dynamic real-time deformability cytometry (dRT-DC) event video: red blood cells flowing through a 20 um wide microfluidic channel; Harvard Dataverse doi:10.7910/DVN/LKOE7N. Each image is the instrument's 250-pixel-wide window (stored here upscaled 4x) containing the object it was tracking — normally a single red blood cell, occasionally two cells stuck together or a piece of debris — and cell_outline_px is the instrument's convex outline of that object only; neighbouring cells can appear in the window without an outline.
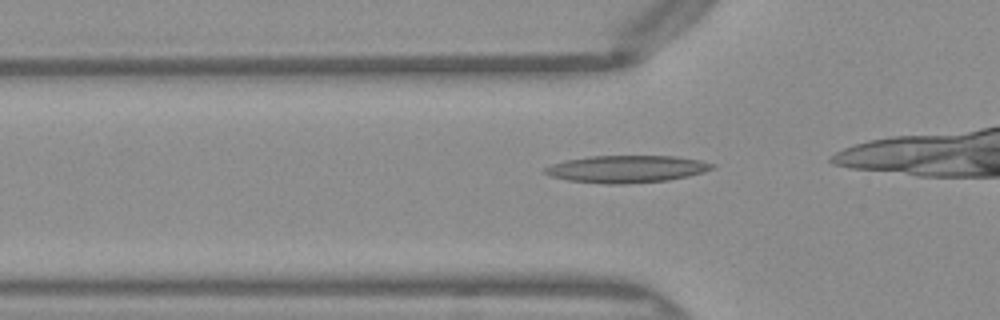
{"species": "Egyptian fruit bat (a non-hibernating species)", "species_latin": "Rousettus aegyptiacus", "temperature_condition": "warm", "stored_images_in_passage": 29, "camera_frame_rate_fps": 3000, "um_per_image_px": 0.085, "frame": {"image": 1, "passage_image": 6, "time_ms": 1.667, "image_size_px": [1000, 320], "cell_outline_px": [[716, 164], [712, 168], [704, 172], [688, 176], [668, 180], [624, 184], [604, 184], [568, 180], [552, 176], [544, 172], [544, 168], [552, 164], [564, 160], [588, 156], [676, 156], [700, 160]], "centroid_in_image_um": [53.26, 14.36], "position_along_channel_um": 72.5, "area_um2": 26.53}}
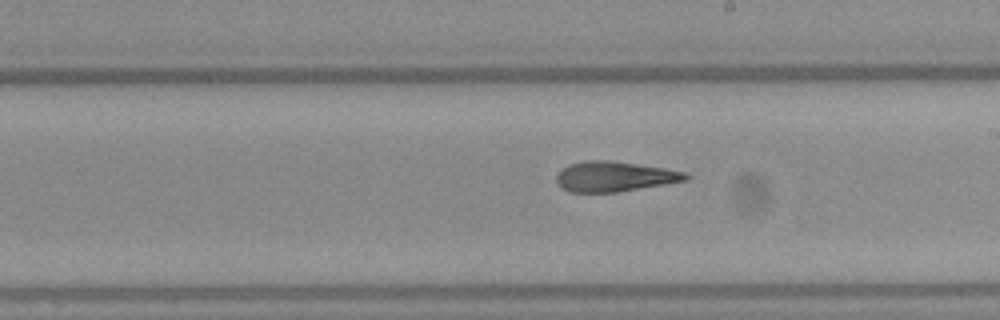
{"frame": {"image": 2, "passage_image": 18, "time_ms": 5.667, "image_size_px": [1000, 320], "cell_outline_px": [[692, 176], [688, 180], [616, 192], [568, 192], [556, 180], [556, 176], [568, 164], [584, 160], [608, 160], [664, 168], [684, 172]], "centroid_in_image_um": [52.24, 15.0], "position_along_channel_um": 236.8, "area_um2": 22.43}}
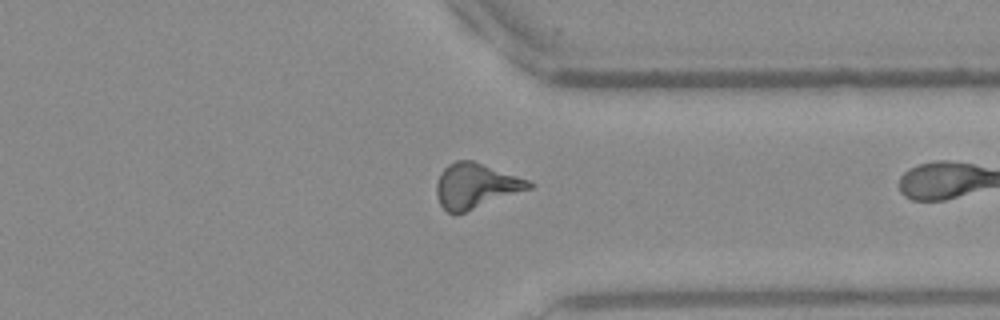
{"frame": {"image": 3, "passage_image": 28, "time_ms": 9.0, "image_size_px": [1000, 320], "cell_outline_px": [[536, 184], [532, 188], [456, 216], [448, 212], [440, 204], [436, 196], [436, 184], [440, 172], [448, 164], [456, 160], [472, 160], [528, 180]], "centroid_in_image_um": [40.41, 15.82], "position_along_channel_um": 371.0, "area_um2": 24.45}}